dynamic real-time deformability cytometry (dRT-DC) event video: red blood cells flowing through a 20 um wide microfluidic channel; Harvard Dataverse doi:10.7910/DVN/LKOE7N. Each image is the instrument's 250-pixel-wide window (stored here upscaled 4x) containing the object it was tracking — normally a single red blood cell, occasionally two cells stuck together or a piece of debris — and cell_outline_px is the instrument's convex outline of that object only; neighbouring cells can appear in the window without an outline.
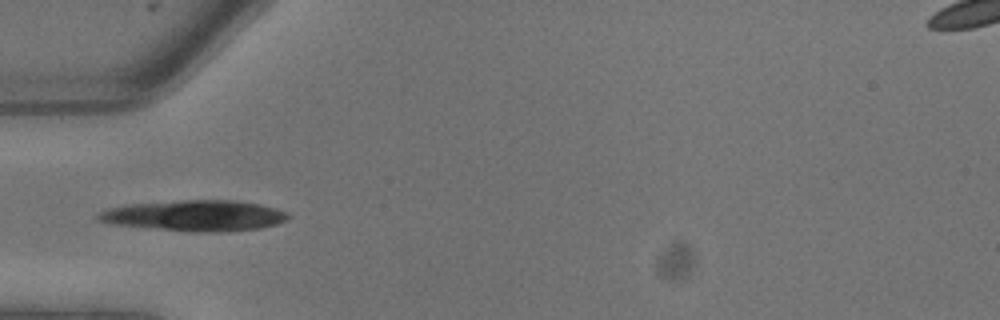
{"species": "common noctule bat (a hibernating species)", "species_latin": "Nyctalus noctula", "temperature_condition": "warm", "stored_images_in_passage": 9, "camera_frame_rate_fps": 3000, "um_per_image_px": 0.085, "animal": {"sex": "male", "body_mass_g": 13.3}, "frame": {"image": 1, "passage_image": 8, "time_ms": 2.333, "image_size_px": [1000, 320], "cell_outline_px": [[292, 216], [288, 220], [276, 224], [260, 228], [224, 232], [192, 232], [108, 224], [96, 220], [96, 212], [108, 208], [132, 204], [184, 200], [236, 200], [260, 204], [276, 208], [288, 212]], "centroid_in_image_um": [16.56, 18.33], "position_along_channel_um": 68.4, "area_um2": 34.56}}